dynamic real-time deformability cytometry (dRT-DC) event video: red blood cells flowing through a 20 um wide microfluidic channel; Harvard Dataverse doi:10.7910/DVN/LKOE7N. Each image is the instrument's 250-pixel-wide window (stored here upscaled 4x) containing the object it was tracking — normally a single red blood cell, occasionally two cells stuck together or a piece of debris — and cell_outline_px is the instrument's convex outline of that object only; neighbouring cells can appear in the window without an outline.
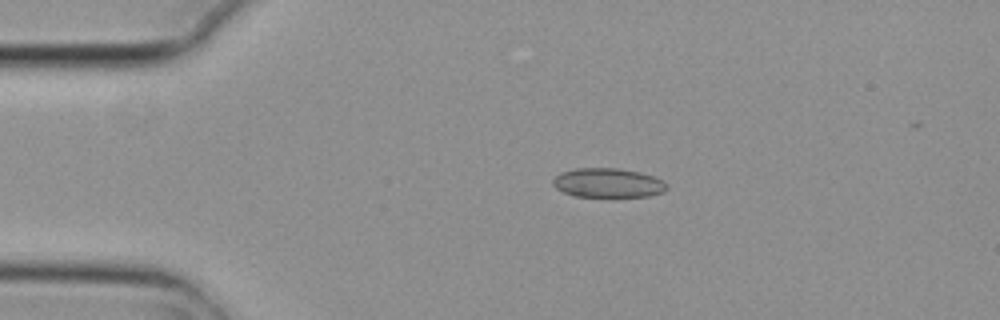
{"species": "common noctule bat (a hibernating species)", "species_latin": "Nyctalus noctula", "temperature_condition": "cold", "stored_images_in_passage": 5, "camera_frame_rate_fps": 3000, "um_per_image_px": 0.085, "animal": {"sex": "female", "body_mass_g": 29.2, "forearm_length_mm": 56.3}, "frame": {"image": 1, "passage_image": 3, "time_ms": 0.667, "image_size_px": [1000, 320], "cell_outline_px": [[668, 188], [664, 192], [648, 196], [612, 200], [576, 196], [564, 192], [556, 188], [552, 184], [552, 180], [560, 172], [576, 168], [616, 168], [640, 172], [664, 180], [668, 184]], "centroid_in_image_um": [51.71, 15.6], "position_along_channel_um": 33.3, "area_um2": 20.46}}
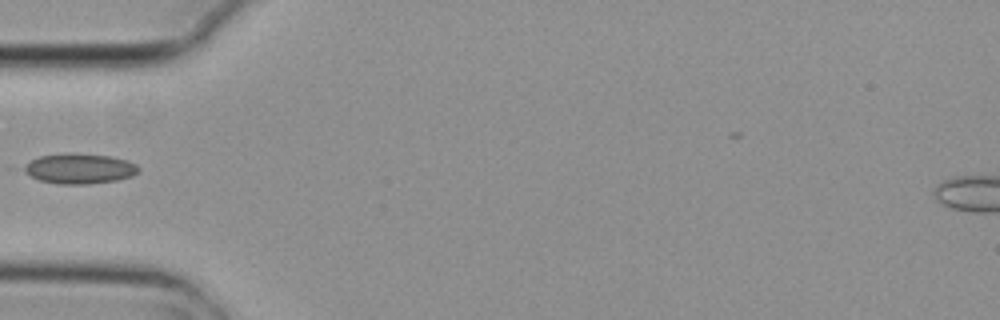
{"frame": {"image": 2, "passage_image": 5, "time_ms": 1.333, "image_size_px": [1000, 320], "cell_outline_px": [[140, 168], [132, 176], [116, 180], [88, 184], [60, 184], [40, 180], [24, 172], [20, 168], [32, 160], [40, 156], [68, 152], [112, 156], [128, 160], [136, 164]], "centroid_in_image_um": [6.75, 14.32], "position_along_channel_um": 78.2, "area_um2": 20.23}}